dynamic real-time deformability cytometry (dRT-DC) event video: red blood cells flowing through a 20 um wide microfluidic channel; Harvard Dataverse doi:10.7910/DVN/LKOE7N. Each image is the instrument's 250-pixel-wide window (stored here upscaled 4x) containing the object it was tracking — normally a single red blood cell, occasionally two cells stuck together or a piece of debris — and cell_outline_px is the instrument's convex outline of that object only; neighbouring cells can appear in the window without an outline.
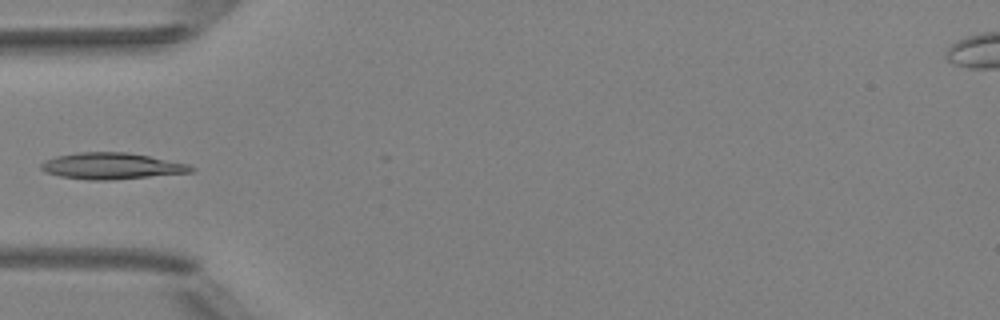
{"species": "Egyptian fruit bat (a non-hibernating species)", "species_latin": "Rousettus aegyptiacus", "temperature_condition": "room temperature", "stored_images_in_passage": 5, "camera_frame_rate_fps": 3000, "um_per_image_px": 0.085, "animal": {"sex": "female"}, "frame": {"image": 1, "passage_image": 4, "time_ms": 4.333, "image_size_px": [1000, 320], "cell_outline_px": [[196, 168], [192, 172], [112, 180], [88, 180], [60, 176], [44, 172], [40, 168], [40, 164], [44, 160], [56, 156], [76, 152], [128, 152], [188, 164]], "centroid_in_image_um": [9.44, 14.11], "position_along_channel_um": 75.6, "area_um2": 23.06}}
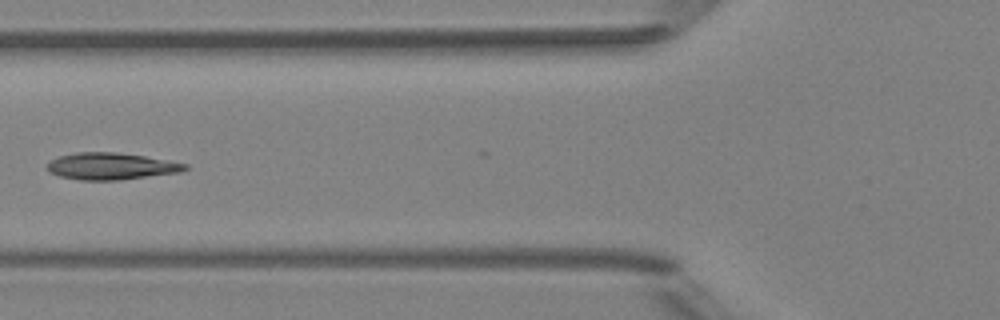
{"frame": {"image": 2, "passage_image": 5, "time_ms": 5.333, "image_size_px": [1000, 320], "cell_outline_px": [[188, 168], [180, 172], [120, 180], [80, 180], [60, 176], [48, 172], [48, 164], [52, 160], [60, 156], [76, 152], [116, 152], [144, 156], [188, 164]], "centroid_in_image_um": [9.44, 14.13], "position_along_channel_um": 116.4, "area_um2": 21.39}}